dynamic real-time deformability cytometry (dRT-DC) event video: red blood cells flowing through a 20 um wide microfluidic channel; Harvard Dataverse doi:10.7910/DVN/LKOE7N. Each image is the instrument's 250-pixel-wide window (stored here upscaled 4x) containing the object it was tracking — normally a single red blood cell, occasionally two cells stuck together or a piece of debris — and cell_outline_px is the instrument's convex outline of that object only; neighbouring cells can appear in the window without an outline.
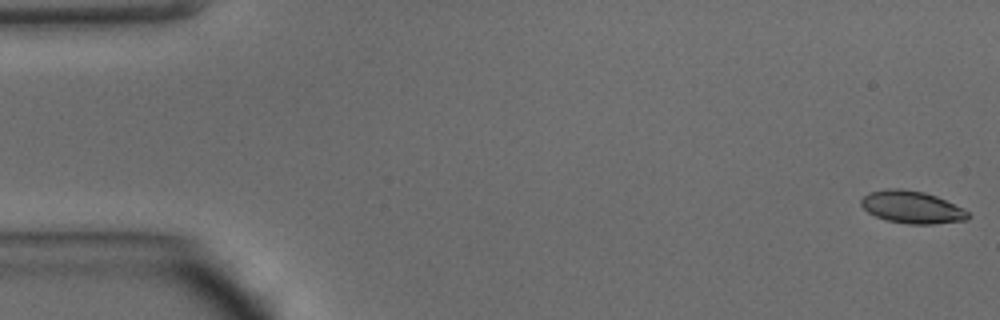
{"species": "common noctule bat (a hibernating species)", "species_latin": "Nyctalus noctula", "temperature_condition": "warm", "stored_images_in_passage": 48, "camera_frame_rate_fps": 3000, "um_per_image_px": 0.085, "animal": {"sex": "male", "body_mass_g": 15.6}, "frame": {"image": 1, "passage_image": 1, "time_ms": 0.0, "image_size_px": [1000, 320], "cell_outline_px": [[972, 216], [968, 220], [932, 224], [908, 224], [888, 220], [876, 216], [868, 212], [860, 204], [860, 200], [868, 192], [888, 188], [896, 188], [924, 192], [936, 196], [964, 208]], "centroid_in_image_um": [77.54, 17.61], "position_along_channel_um": 7.5, "area_um2": 20.23}}
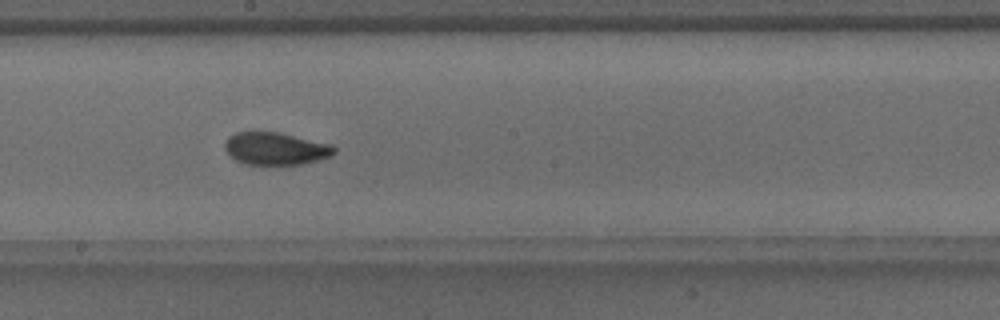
{"frame": {"image": 2, "passage_image": 26, "time_ms": 8.333, "image_size_px": [1000, 320], "cell_outline_px": [[336, 152], [332, 156], [320, 160], [300, 164], [244, 164], [236, 160], [224, 148], [224, 144], [228, 136], [236, 132], [280, 132], [332, 144], [336, 148]], "centroid_in_image_um": [23.46, 12.62], "position_along_channel_um": 224.7, "area_um2": 20.81}}
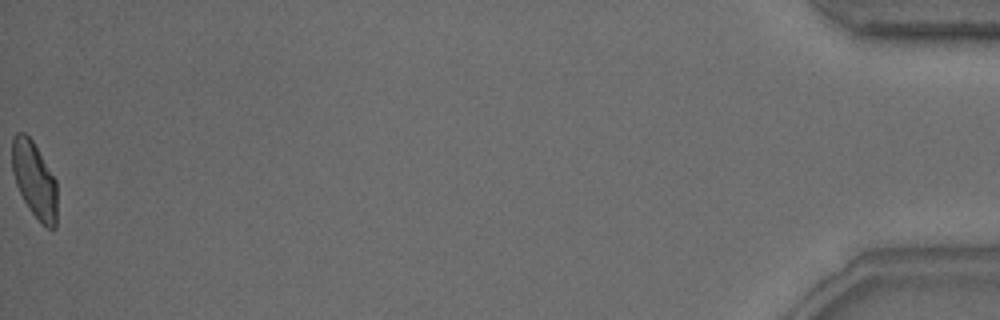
{"frame": {"image": 3, "passage_image": 48, "time_ms": 15.667, "image_size_px": [1000, 320], "cell_outline_px": [[56, 228], [48, 228], [40, 224], [28, 208], [16, 184], [12, 172], [12, 140], [16, 132], [24, 132], [32, 140], [56, 180]], "centroid_in_image_um": [2.91, 15.31], "position_along_channel_um": 432.3, "area_um2": 19.94}, "authors_computed_cell_mechanics": {"area_um2": 20.808, "velocity_mm_per_s": 4.2278, "shape_relaxation_time_tau1_ms": 3.2962, "shape_relaxation_time_tau2_ms": 1.0546, "deformation_change_tau1": 0.1323, "deformation_change_tau2": 0.0576}}